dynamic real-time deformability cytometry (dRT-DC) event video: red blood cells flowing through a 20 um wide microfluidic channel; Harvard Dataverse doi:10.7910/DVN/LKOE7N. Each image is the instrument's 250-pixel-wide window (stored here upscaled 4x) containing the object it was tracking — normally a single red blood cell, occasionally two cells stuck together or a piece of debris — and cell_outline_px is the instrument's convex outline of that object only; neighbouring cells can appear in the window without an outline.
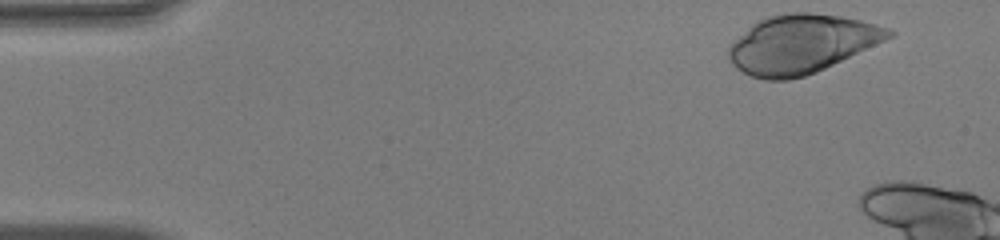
{"species": "human", "species_latin": "Homo sapiens", "temperature_condition": "warm", "stored_images_in_passage": 9, "camera_frame_rate_fps": 3000, "um_per_image_px": 0.085, "donor": {"sex": "male"}, "frame": {"image": 1, "passage_image": 1, "time_ms": 0.0, "image_size_px": [1000, 240], "cell_outline_px": [[896, 36], [816, 72], [804, 76], [788, 80], [764, 80], [752, 76], [736, 68], [732, 64], [728, 56], [728, 48], [756, 20], [768, 16], [788, 12], [812, 12], [840, 16], [860, 20], [876, 24], [888, 28], [896, 32]], "centroid_in_image_um": [68.16, 3.74], "position_along_channel_um": 16.8, "area_um2": 54.74}}